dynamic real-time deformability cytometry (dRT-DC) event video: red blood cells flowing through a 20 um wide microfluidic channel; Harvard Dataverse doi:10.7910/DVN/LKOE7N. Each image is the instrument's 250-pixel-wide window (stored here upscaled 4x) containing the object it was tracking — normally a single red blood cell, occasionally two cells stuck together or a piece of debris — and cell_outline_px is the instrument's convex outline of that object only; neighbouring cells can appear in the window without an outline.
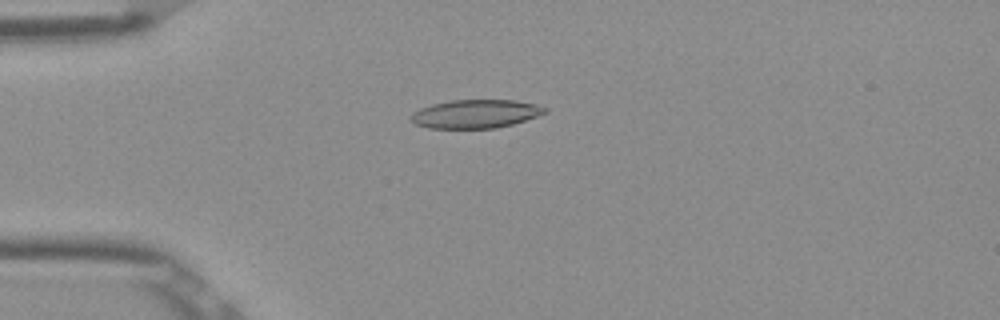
{"species": "Egyptian fruit bat (a non-hibernating species)", "species_latin": "Rousettus aegyptiacus", "temperature_condition": "room temperature", "stored_images_in_passage": 53, "camera_frame_rate_fps": 3000, "um_per_image_px": 0.085, "frame": {"image": 1, "passage_image": 14, "time_ms": 4.333, "image_size_px": [1000, 320], "cell_outline_px": [[548, 112], [512, 124], [496, 128], [428, 128], [416, 124], [408, 120], [408, 116], [412, 112], [420, 108], [432, 104], [448, 100], [516, 100], [536, 104], [548, 108]], "centroid_in_image_um": [40.38, 9.67], "position_along_channel_um": 44.6, "area_um2": 22.43}}
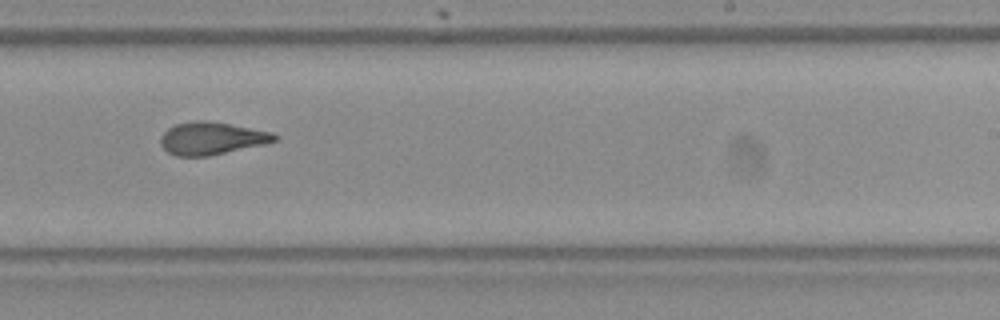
{"frame": {"image": 2, "passage_image": 33, "time_ms": 10.667, "image_size_px": [1000, 320], "cell_outline_px": [[276, 140], [264, 144], [208, 156], [176, 156], [168, 152], [160, 144], [160, 136], [168, 128], [176, 124], [192, 120], [204, 120], [228, 124], [272, 132], [276, 136]], "centroid_in_image_um": [17.93, 11.76], "position_along_channel_um": 271.1, "area_um2": 21.39}}
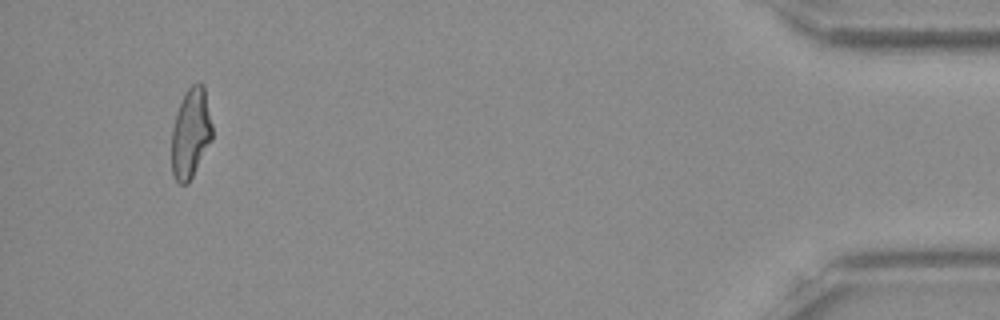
{"frame": {"image": 3, "passage_image": 50, "time_ms": 16.333, "image_size_px": [1000, 320], "cell_outline_px": [[212, 140], [188, 184], [180, 184], [172, 176], [172, 128], [176, 112], [184, 92], [192, 84], [204, 84], [212, 124]], "centroid_in_image_um": [16.21, 11.32], "position_along_channel_um": 419.0, "area_um2": 21.39}, "authors_computed_cell_mechanics": {"area_um2": 22.1374, "velocity_mm_per_s": 3.8916, "shape_relaxation_time_tau1_ms": 8.2765, "shape_relaxation_time_tau2_ms": 2.5008, "deformation_change_tau1": 0.2443, "deformation_change_tau2": 0.1059}}